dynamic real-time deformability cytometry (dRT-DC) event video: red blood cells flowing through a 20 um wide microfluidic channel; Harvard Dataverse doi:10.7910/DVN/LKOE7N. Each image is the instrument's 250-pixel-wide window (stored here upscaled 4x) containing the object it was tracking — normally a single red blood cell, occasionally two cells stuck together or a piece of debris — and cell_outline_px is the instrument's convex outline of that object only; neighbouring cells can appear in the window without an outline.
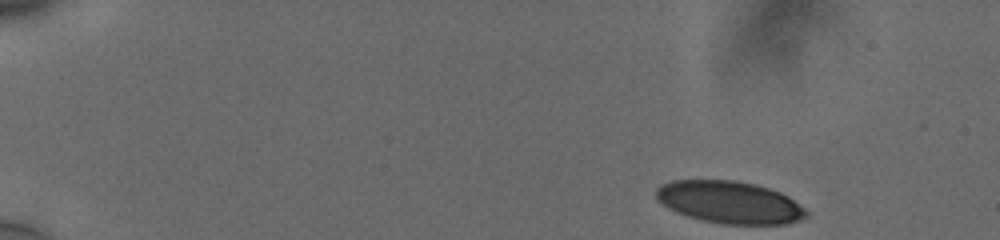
{"species": "human", "species_latin": "Homo sapiens", "temperature_condition": "cold", "stored_images_in_passage": 50, "camera_frame_rate_fps": 3000, "um_per_image_px": 0.085, "donor": {"sex": "male"}, "frame": {"image": 1, "passage_image": 1, "time_ms": 0.0, "image_size_px": [1000, 240], "cell_outline_px": [[808, 216], [800, 220], [788, 224], [720, 224], [700, 220], [676, 212], [668, 208], [656, 196], [656, 188], [660, 184], [672, 180], [736, 180], [756, 184], [780, 192], [788, 196], [804, 208], [808, 212]], "centroid_in_image_um": [62.02, 17.19], "position_along_channel_um": 23.0, "area_um2": 37.17}}
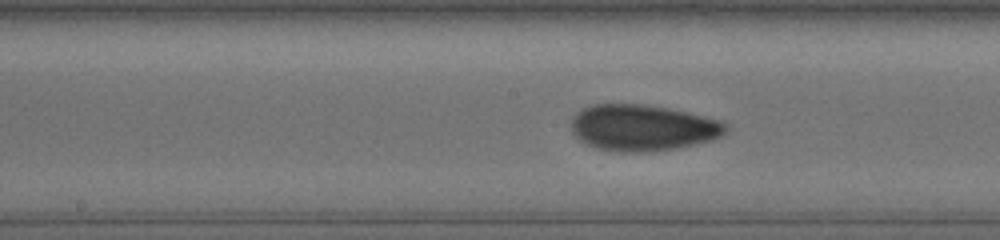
{"frame": {"image": 2, "passage_image": 25, "time_ms": 8.0, "image_size_px": [1000, 240], "cell_outline_px": [[728, 128], [720, 136], [712, 140], [676, 148], [640, 152], [624, 152], [600, 148], [584, 144], [572, 132], [572, 116], [580, 108], [592, 104], [644, 104], [668, 108], [688, 112], [720, 120], [728, 124]], "centroid_in_image_um": [54.61, 10.84], "position_along_channel_um": 193.6, "area_um2": 41.62}}
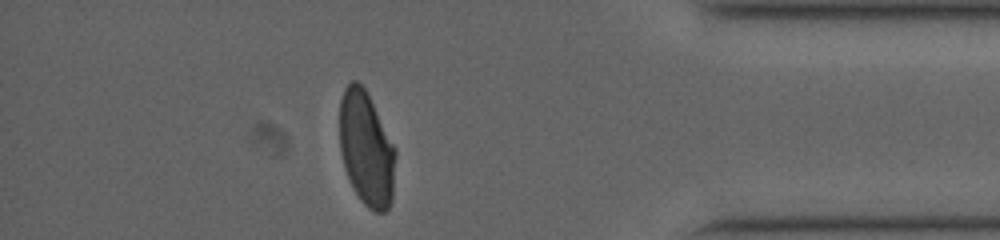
{"frame": {"image": 3, "passage_image": 44, "time_ms": 14.333, "image_size_px": [1000, 240], "cell_outline_px": [[396, 156], [392, 200], [388, 208], [384, 212], [376, 212], [368, 208], [364, 204], [352, 188], [344, 168], [340, 152], [340, 100], [344, 88], [352, 80], [356, 80], [364, 88], [396, 148]], "centroid_in_image_um": [31.14, 12.67], "position_along_channel_um": 404.1, "area_um2": 37.34}, "authors_computed_cell_mechanics": {"area_um2": 39.5641, "velocity_mm_per_s": 3.7488, "shape_relaxation_time_tau1_ms": 8.1413, "shape_relaxation_time_tau2_ms": 1.4381, "deformation_change_tau1": 0.1948, "deformation_change_tau2": 0.0513}}